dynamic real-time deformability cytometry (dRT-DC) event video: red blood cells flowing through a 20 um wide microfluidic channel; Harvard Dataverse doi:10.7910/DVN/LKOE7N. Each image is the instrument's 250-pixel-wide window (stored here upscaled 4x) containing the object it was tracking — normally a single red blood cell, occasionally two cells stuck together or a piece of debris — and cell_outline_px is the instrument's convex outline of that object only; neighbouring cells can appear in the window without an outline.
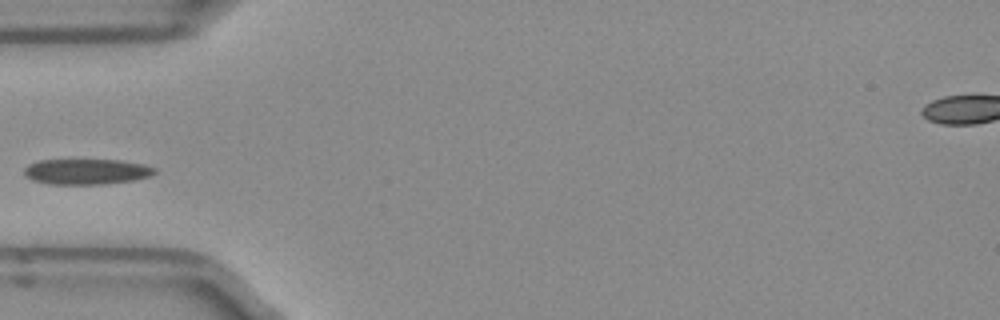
{"species": "Egyptian fruit bat (a non-hibernating species)", "species_latin": "Rousettus aegyptiacus", "temperature_condition": "room temperature", "stored_images_in_passage": 36, "camera_frame_rate_fps": 3000, "um_per_image_px": 0.085, "frame": {"image": 1, "passage_image": 1, "time_ms": 0.0, "image_size_px": [1000, 320], "cell_outline_px": [[156, 172], [148, 176], [136, 180], [104, 184], [48, 184], [32, 180], [24, 176], [24, 168], [28, 164], [40, 160], [120, 160], [144, 164], [156, 168]], "centroid_in_image_um": [7.34, 14.59], "position_along_channel_um": 77.7, "area_um2": 19.54}}
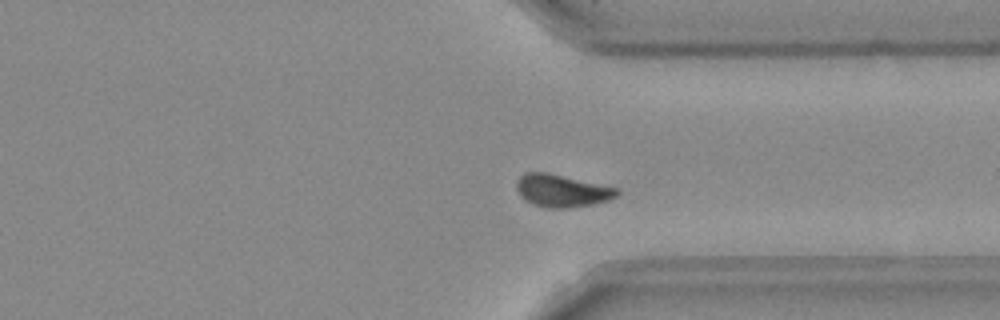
{"frame": {"image": 2, "passage_image": 23, "time_ms": 7.333, "image_size_px": [1000, 320], "cell_outline_px": [[620, 196], [608, 200], [592, 204], [568, 208], [548, 208], [532, 204], [524, 200], [520, 196], [516, 188], [516, 180], [524, 172], [548, 172], [620, 188]], "centroid_in_image_um": [47.77, 16.2], "position_along_channel_um": 363.6, "area_um2": 19.42}}
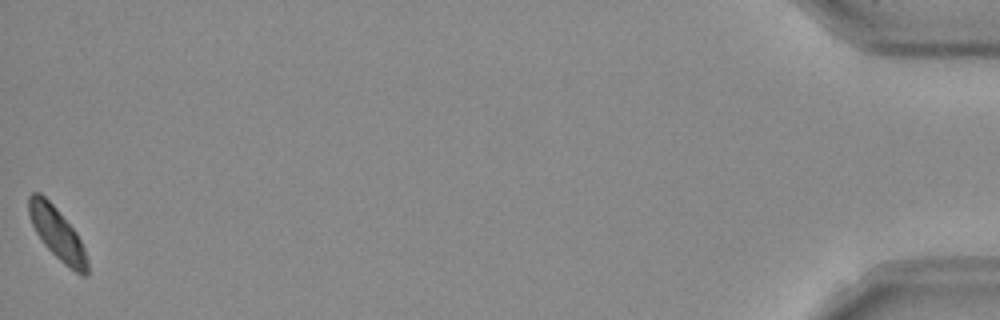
{"frame": {"image": 3, "passage_image": 36, "time_ms": 11.667, "image_size_px": [1000, 320], "cell_outline_px": [[88, 276], [80, 276], [64, 264], [44, 244], [36, 232], [32, 224], [28, 212], [28, 196], [32, 192], [40, 192], [56, 208], [76, 232], [84, 248], [88, 260]], "centroid_in_image_um": [4.87, 19.87], "position_along_channel_um": 430.3, "area_um2": 17.69}}